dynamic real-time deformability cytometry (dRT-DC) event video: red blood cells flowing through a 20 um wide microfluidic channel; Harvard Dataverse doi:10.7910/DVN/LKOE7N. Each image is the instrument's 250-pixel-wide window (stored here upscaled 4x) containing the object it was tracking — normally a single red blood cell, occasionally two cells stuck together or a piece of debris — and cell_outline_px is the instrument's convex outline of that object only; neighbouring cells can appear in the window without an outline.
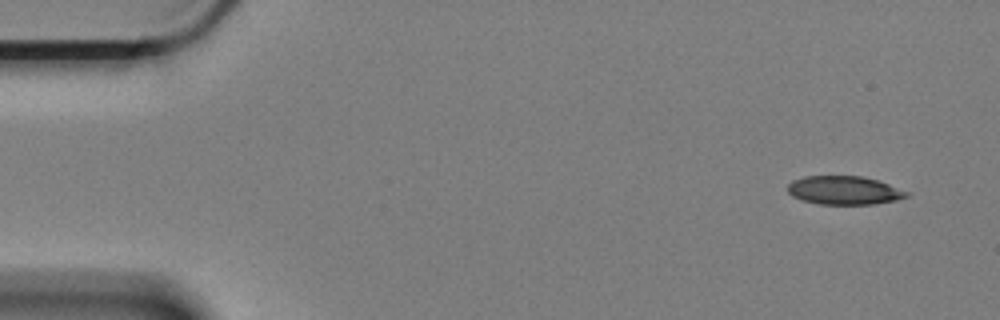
{"species": "Egyptian fruit bat (a non-hibernating species)", "species_latin": "Rousettus aegyptiacus", "temperature_condition": "cold", "stored_images_in_passage": 7, "camera_frame_rate_fps": 3000, "um_per_image_px": 0.085, "animal": {"sex": "female"}, "frame": {"image": 1, "passage_image": 1, "time_ms": 0.0, "image_size_px": [1000, 320], "cell_outline_px": [[912, 192], [908, 196], [896, 200], [872, 204], [820, 204], [800, 200], [792, 196], [788, 192], [788, 184], [792, 180], [804, 176], [864, 176]], "centroid_in_image_um": [71.75, 16.17], "position_along_channel_um": 13.3, "area_um2": 19.88}}